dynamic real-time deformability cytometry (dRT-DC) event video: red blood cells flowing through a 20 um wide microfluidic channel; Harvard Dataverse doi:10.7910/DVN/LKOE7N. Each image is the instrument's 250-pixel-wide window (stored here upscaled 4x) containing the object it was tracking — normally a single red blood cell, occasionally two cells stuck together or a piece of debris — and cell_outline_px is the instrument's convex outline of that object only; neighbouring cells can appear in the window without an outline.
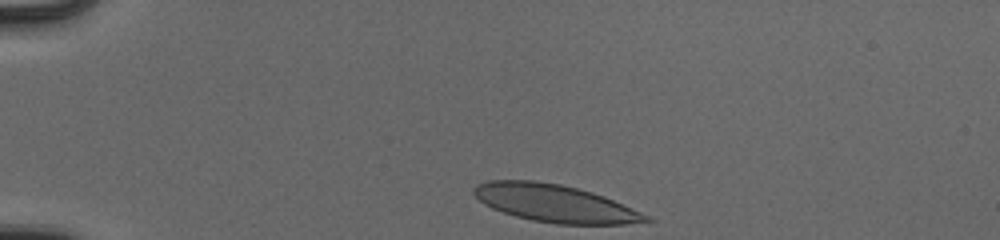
{"species": "human", "species_latin": "Homo sapiens", "temperature_condition": "cold", "stored_images_in_passage": 8, "camera_frame_rate_fps": 3000, "um_per_image_px": 0.085, "donor": {"sex": "male"}, "frame": {"image": 1, "passage_image": 1, "time_ms": 0.0, "image_size_px": [1000, 240], "cell_outline_px": [[656, 220], [624, 224], [556, 224], [532, 220], [516, 216], [492, 208], [484, 204], [472, 192], [472, 188], [476, 184], [488, 180], [532, 180], [560, 184], [592, 192], [604, 196], [652, 216]], "centroid_in_image_um": [47.18, 17.28], "position_along_channel_um": 37.8, "area_um2": 37.69}}
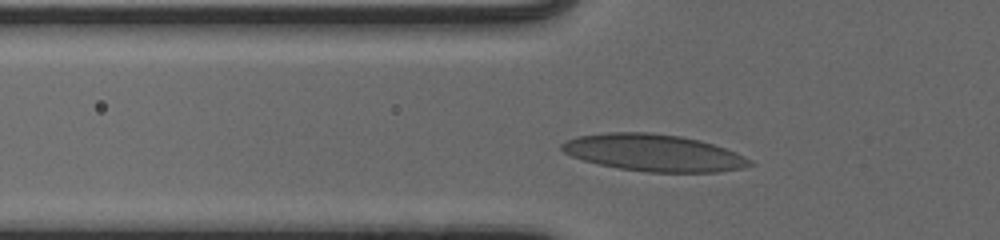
{"frame": {"image": 2, "passage_image": 8, "time_ms": 2.333, "image_size_px": [1000, 240], "cell_outline_px": [[756, 164], [744, 168], [720, 172], [648, 172], [620, 168], [600, 164], [584, 160], [572, 156], [564, 152], [560, 148], [560, 144], [576, 136], [608, 132], [652, 132], [680, 136], [700, 140], [736, 152], [744, 156]], "centroid_in_image_um": [55.58, 12.98], "position_along_channel_um": 70.2, "area_um2": 40.46}}